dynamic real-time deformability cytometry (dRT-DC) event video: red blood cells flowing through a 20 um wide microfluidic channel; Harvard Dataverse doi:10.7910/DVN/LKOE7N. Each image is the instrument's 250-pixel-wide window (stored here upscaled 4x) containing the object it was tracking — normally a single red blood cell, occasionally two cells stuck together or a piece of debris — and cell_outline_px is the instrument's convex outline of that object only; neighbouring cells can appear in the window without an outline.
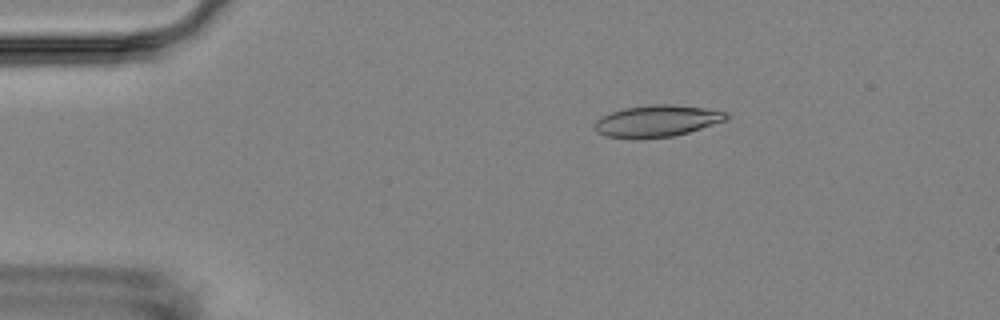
{"species": "Egyptian fruit bat (a non-hibernating species)", "species_latin": "Rousettus aegyptiacus", "temperature_condition": "room temperature", "stored_images_in_passage": 5, "camera_frame_rate_fps": 3000, "um_per_image_px": 0.085, "animal": {"sex": "female"}, "frame": {"image": 1, "passage_image": 3, "time_ms": 2.0, "image_size_px": [1000, 320], "cell_outline_px": [[728, 120], [688, 132], [672, 136], [604, 136], [596, 132], [596, 120], [600, 116], [624, 108], [648, 104], [672, 104], [704, 108], [728, 112]], "centroid_in_image_um": [55.89, 10.24], "position_along_channel_um": 29.1, "area_um2": 23.64}}